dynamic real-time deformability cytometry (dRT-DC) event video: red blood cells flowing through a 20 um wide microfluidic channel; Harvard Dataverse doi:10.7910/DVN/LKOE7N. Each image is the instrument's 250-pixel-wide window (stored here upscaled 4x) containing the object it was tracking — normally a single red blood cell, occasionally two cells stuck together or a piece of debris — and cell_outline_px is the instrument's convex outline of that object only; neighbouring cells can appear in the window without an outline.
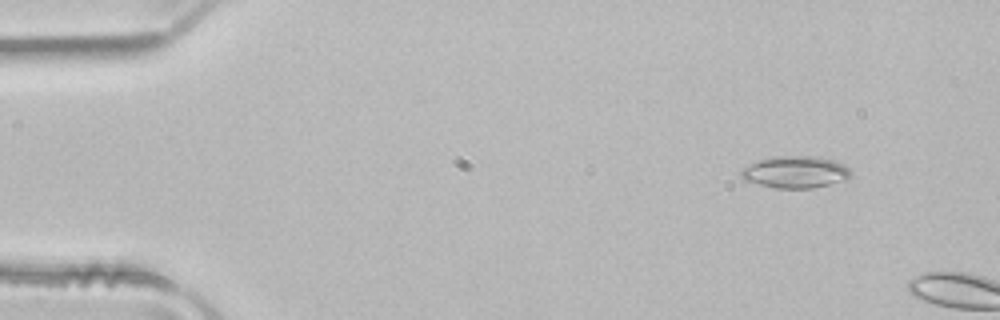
{"species": "common noctule bat (a hibernating species)", "species_latin": "Nyctalus noctula", "temperature_condition": "room temperature", "stored_images_in_passage": 3, "camera_frame_rate_fps": 3000, "um_per_image_px": 0.085, "animal": {"sex": "male", "body_mass_g": 21.5, "forearm_length_mm": 52.0}, "frame": {"image": 1, "passage_image": 2, "time_ms": 0.333, "image_size_px": [1000, 320], "cell_outline_px": [[852, 176], [848, 180], [812, 188], [776, 188], [744, 180], [740, 176], [740, 168], [748, 164], [760, 160], [776, 156], [816, 156], [832, 160], [844, 164], [852, 172]], "centroid_in_image_um": [67.62, 14.62], "position_along_channel_um": 17.4, "area_um2": 20.58}}